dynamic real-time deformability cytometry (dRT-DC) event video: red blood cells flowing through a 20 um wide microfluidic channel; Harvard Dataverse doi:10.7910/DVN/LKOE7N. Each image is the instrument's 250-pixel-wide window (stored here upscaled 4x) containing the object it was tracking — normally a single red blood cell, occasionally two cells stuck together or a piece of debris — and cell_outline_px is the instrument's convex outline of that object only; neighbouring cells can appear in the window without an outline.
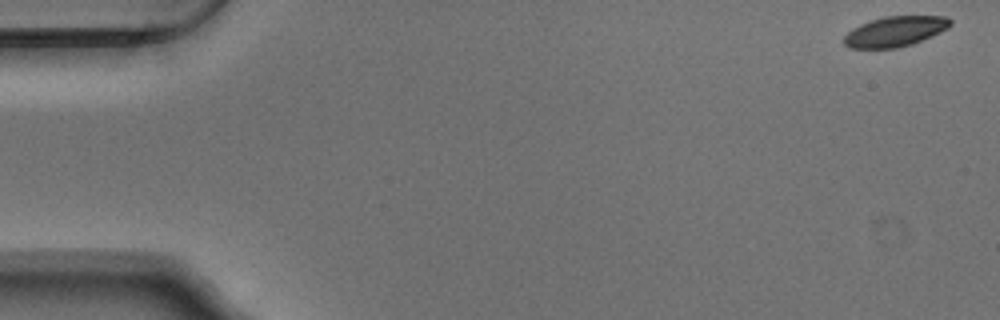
{"species": "Egyptian fruit bat (a non-hibernating species)", "species_latin": "Rousettus aegyptiacus", "temperature_condition": "warm", "stored_images_in_passage": 54, "camera_frame_rate_fps": 3000, "um_per_image_px": 0.085, "animal": {"sex": "male"}, "frame": {"image": 1, "passage_image": 1, "time_ms": 0.0, "image_size_px": [1000, 320], "cell_outline_px": [[952, 24], [948, 28], [940, 32], [912, 44], [896, 48], [848, 48], [844, 44], [844, 36], [852, 28], [860, 24], [884, 16], [948, 16], [952, 20]], "centroid_in_image_um": [76.09, 2.67], "position_along_channel_um": 8.9, "area_um2": 18.73}}
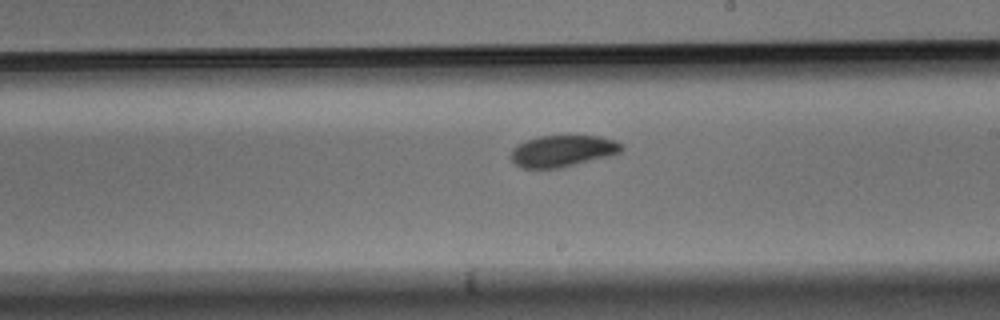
{"frame": {"image": 2, "passage_image": 31, "time_ms": 10.0, "image_size_px": [1000, 320], "cell_outline_px": [[624, 148], [620, 152], [608, 156], [560, 168], [520, 168], [512, 160], [512, 148], [516, 144], [540, 136], [600, 136], [624, 144]], "centroid_in_image_um": [47.82, 12.83], "position_along_channel_um": 241.2, "area_um2": 20.17}}
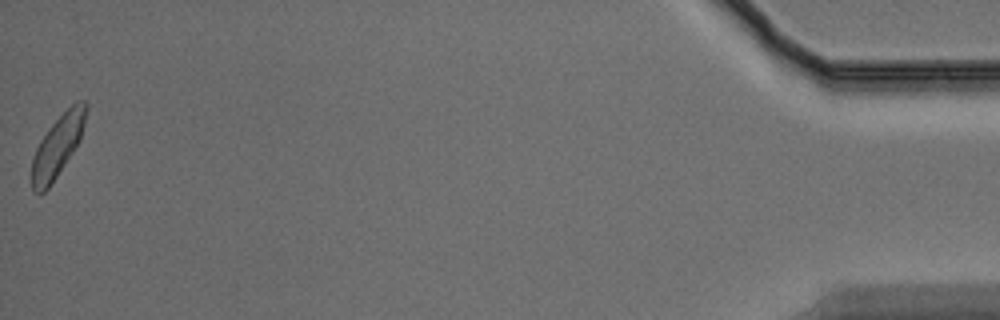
{"frame": {"image": 3, "passage_image": 54, "time_ms": 17.667, "image_size_px": [1000, 320], "cell_outline_px": [[88, 108], [80, 140], [48, 188], [44, 192], [32, 192], [32, 160], [36, 148], [40, 140], [48, 128], [76, 100], [84, 100], [88, 104]], "centroid_in_image_um": [4.91, 12.37], "position_along_channel_um": 430.3, "area_um2": 19.07}, "authors_computed_cell_mechanics": {"area_um2": 19.9121, "velocity_mm_per_s": 3.7028, "shape_relaxation_time_tau1_ms": 8.4121, "shape_relaxation_time_tau2_ms": null, "deformation_change_tau1": 0.1999, "deformation_change_tau2": null}}